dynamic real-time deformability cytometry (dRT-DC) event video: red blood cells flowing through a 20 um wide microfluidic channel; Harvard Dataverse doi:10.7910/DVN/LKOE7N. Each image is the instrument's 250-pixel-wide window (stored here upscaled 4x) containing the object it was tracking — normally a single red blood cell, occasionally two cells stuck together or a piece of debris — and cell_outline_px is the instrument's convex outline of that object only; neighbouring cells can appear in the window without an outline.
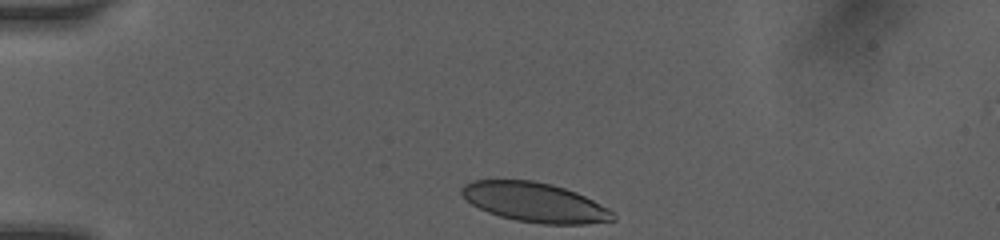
{"species": "human", "species_latin": "Homo sapiens", "temperature_condition": "room temperature", "stored_images_in_passage": 5, "camera_frame_rate_fps": 3000, "um_per_image_px": 0.085, "donor": {"sex": "female"}, "frame": {"image": 1, "passage_image": 1, "time_ms": 0.0, "image_size_px": [1000, 240], "cell_outline_px": [[616, 220], [588, 224], [544, 224], [516, 220], [500, 216], [488, 212], [472, 204], [460, 192], [464, 184], [472, 180], [532, 180], [552, 184], [576, 192], [608, 208], [616, 216]], "centroid_in_image_um": [45.48, 17.2], "position_along_channel_um": 39.5, "area_um2": 34.62}}
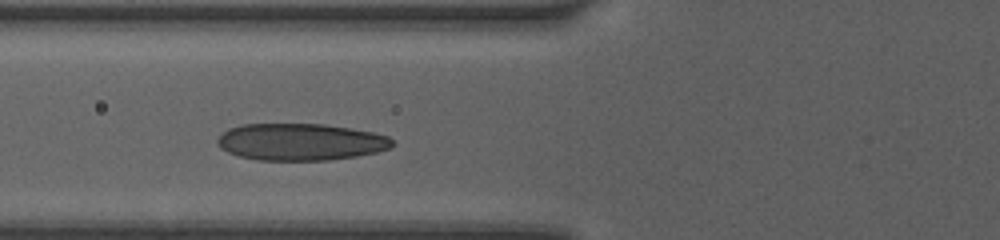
{"frame": {"image": 2, "passage_image": 4, "time_ms": 2.667, "image_size_px": [1000, 240], "cell_outline_px": [[396, 144], [392, 148], [376, 152], [356, 156], [328, 160], [256, 160], [240, 156], [228, 152], [220, 148], [216, 144], [216, 140], [228, 128], [240, 124], [324, 124], [372, 132], [388, 136]], "centroid_in_image_um": [25.54, 12.06], "position_along_channel_um": 100.3, "area_um2": 37.74}}